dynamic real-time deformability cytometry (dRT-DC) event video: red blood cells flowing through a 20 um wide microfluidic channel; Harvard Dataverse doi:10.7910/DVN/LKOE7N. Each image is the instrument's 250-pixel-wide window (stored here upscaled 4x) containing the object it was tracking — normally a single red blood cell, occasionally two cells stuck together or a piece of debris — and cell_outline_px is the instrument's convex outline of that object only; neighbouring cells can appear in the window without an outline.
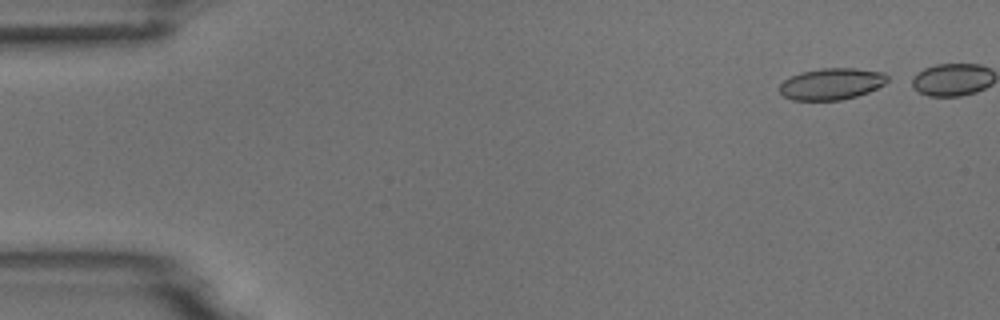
{"species": "common noctule bat (a hibernating species)", "species_latin": "Nyctalus noctula", "temperature_condition": "room temperature", "stored_images_in_passage": 7, "camera_frame_rate_fps": 3000, "um_per_image_px": 0.085, "animal": {"sex": "male", "body_mass_g": 18.8}, "frame": {"image": 1, "passage_image": 1, "time_ms": 0.0, "image_size_px": [1000, 320], "cell_outline_px": [[888, 80], [884, 84], [868, 92], [856, 96], [840, 100], [792, 100], [784, 96], [780, 92], [780, 84], [784, 80], [800, 72], [820, 68], [856, 68], [884, 72], [888, 76]], "centroid_in_image_um": [70.69, 7.12], "position_along_channel_um": 14.3, "area_um2": 19.83}}